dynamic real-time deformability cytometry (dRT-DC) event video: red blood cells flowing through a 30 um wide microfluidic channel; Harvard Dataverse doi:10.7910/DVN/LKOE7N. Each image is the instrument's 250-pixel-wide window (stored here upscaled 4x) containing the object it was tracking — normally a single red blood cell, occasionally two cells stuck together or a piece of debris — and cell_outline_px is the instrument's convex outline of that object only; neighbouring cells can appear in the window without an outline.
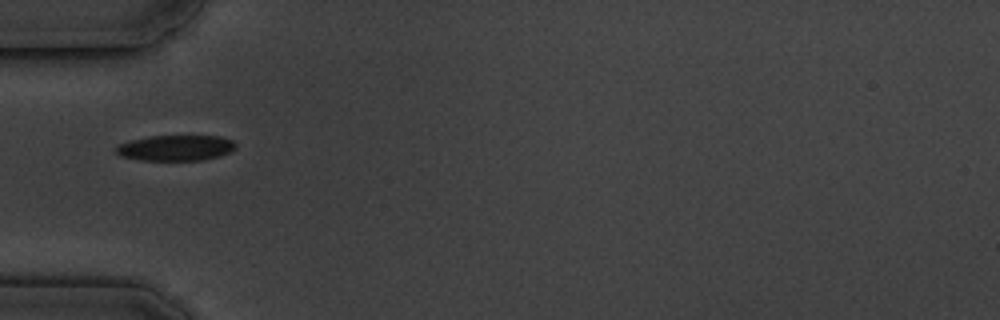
{"species": "common noctule bat (a hibernating species)", "species_latin": "Nyctalus noctula", "temperature_condition": "cold", "stored_images_in_passage": 11, "camera_frame_rate_fps": 3000, "um_per_image_px": 0.085, "animal": {"sex": "male", "body_mass_g": 19.5, "forearm_length_mm": 54.6}, "frame": {"image": 1, "passage_image": 1, "time_ms": 0.0, "image_size_px": [1000, 320], "cell_outline_px": [[236, 148], [220, 156], [200, 160], [140, 160], [120, 156], [116, 152], [116, 148], [120, 144], [132, 140], [148, 136], [220, 136], [232, 140], [236, 144]], "centroid_in_image_um": [14.95, 12.57], "position_along_channel_um": 70.1, "area_um2": 17.74}, "authors_computed_cell_mechanics": {"area_um2": 18.3226, "velocity_mm_per_s": 3.4706, "shape_relaxation_time_tau1_ms": 2.3494, "shape_relaxation_time_tau2_ms": 1.4658, "deformation_change_tau1": 0.0698, "deformation_change_tau2": 0.0505}}